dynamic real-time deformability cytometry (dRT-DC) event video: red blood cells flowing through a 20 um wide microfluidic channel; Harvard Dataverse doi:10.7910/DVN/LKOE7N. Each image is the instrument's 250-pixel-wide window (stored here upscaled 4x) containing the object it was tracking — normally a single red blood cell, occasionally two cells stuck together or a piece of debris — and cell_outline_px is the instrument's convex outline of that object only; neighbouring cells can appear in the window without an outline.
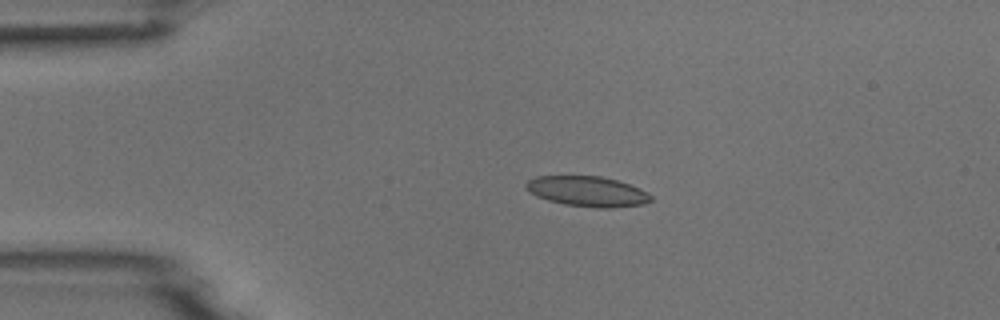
{"species": "common noctule bat (a hibernating species)", "species_latin": "Nyctalus noctula", "temperature_condition": "room temperature", "stored_images_in_passage": 4, "camera_frame_rate_fps": 3000, "um_per_image_px": 0.085, "animal": {"sex": "male", "body_mass_g": 18.8}, "frame": {"image": 1, "passage_image": 3, "time_ms": 2.333, "image_size_px": [1000, 320], "cell_outline_px": [[652, 200], [644, 204], [612, 208], [596, 208], [564, 204], [548, 200], [536, 196], [524, 188], [524, 184], [528, 180], [536, 176], [600, 176], [616, 180], [628, 184], [648, 192], [652, 196]], "centroid_in_image_um": [49.91, 16.27], "position_along_channel_um": 35.1, "area_um2": 22.08}}